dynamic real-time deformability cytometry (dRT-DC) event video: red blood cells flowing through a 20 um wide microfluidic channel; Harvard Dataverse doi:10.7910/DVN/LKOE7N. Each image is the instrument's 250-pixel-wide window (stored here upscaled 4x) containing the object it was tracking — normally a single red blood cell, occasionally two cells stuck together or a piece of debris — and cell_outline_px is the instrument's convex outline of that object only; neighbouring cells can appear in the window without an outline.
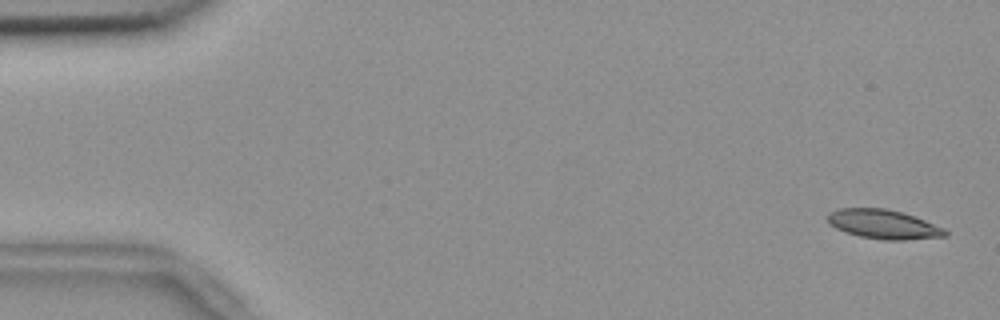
{"species": "common noctule bat (a hibernating species)", "species_latin": "Nyctalus noctula", "temperature_condition": "room temperature", "stored_images_in_passage": 56, "camera_frame_rate_fps": 3000, "um_per_image_px": 0.085, "animal": {"sex": "female", "body_mass_g": 18.4}, "frame": {"image": 1, "passage_image": 2, "time_ms": 0.333, "image_size_px": [1000, 320], "cell_outline_px": [[948, 236], [904, 240], [884, 240], [860, 236], [844, 232], [828, 224], [828, 212], [840, 208], [884, 208], [900, 212], [924, 220], [944, 228], [948, 232]], "centroid_in_image_um": [75.07, 19.07], "position_along_channel_um": 9.9, "area_um2": 19.94}}
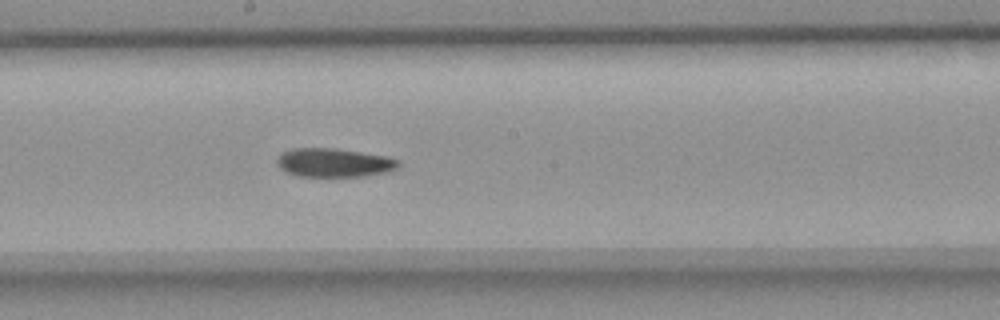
{"frame": {"image": 2, "passage_image": 30, "time_ms": 9.667, "image_size_px": [1000, 320], "cell_outline_px": [[400, 164], [396, 168], [384, 172], [364, 176], [300, 176], [288, 172], [280, 168], [276, 164], [276, 160], [284, 152], [292, 148], [332, 148], [388, 156], [400, 160]], "centroid_in_image_um": [28.4, 13.82], "position_along_channel_um": 219.8, "area_um2": 20.11}}
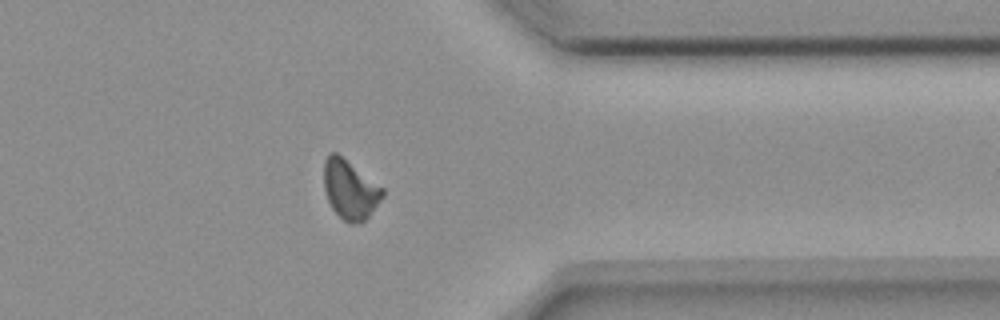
{"frame": {"image": 3, "passage_image": 44, "time_ms": 14.333, "image_size_px": [1000, 320], "cell_outline_px": [[384, 196], [368, 216], [360, 224], [348, 224], [332, 208], [328, 200], [324, 188], [324, 160], [332, 152], [336, 152], [384, 188]], "centroid_in_image_um": [29.76, 16.13], "position_along_channel_um": 381.6, "area_um2": 20.06}, "authors_computed_cell_mechanics": {"area_um2": 20.1433, "velocity_mm_per_s": 3.6718, "shape_relaxation_time_tau1_ms": null, "shape_relaxation_time_tau2_ms": 6.5064, "deformation_change_tau1": null, "deformation_change_tau2": 0.1268}}